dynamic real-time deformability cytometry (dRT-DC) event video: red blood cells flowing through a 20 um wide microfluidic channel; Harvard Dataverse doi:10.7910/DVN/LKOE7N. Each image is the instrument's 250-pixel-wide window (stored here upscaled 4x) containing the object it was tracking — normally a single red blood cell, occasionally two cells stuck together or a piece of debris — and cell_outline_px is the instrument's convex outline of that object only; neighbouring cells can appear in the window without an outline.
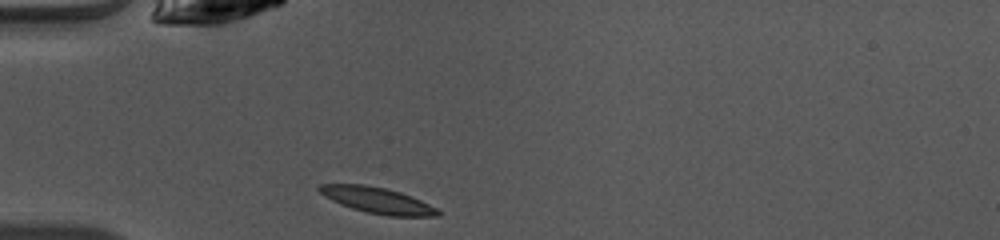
{"species": "common noctule bat (a hibernating species)", "species_latin": "Nyctalus noctula", "temperature_condition": "warm", "stored_images_in_passage": 36, "camera_frame_rate_fps": 3000, "um_per_image_px": 0.085, "animal": {"sex": "female", "body_mass_g": 10.0, "forearm_length_mm": 53.1}, "frame": {"image": 1, "passage_image": 1, "time_ms": 0.0, "image_size_px": [1000, 240], "cell_outline_px": [[440, 216], [388, 216], [368, 212], [352, 208], [332, 200], [324, 196], [316, 188], [320, 184], [364, 184], [384, 188], [400, 192], [420, 200], [436, 208], [440, 212]], "centroid_in_image_um": [32.06, 17.02], "position_along_channel_um": 52.9, "area_um2": 17.69}}
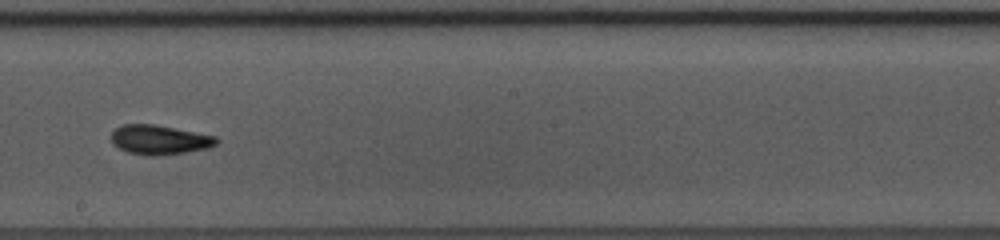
{"frame": {"image": 2, "passage_image": 15, "time_ms": 4.667, "image_size_px": [1000, 240], "cell_outline_px": [[220, 140], [216, 144], [208, 148], [184, 152], [156, 156], [152, 156], [128, 152], [112, 144], [112, 132], [120, 124], [156, 124], [216, 136]], "centroid_in_image_um": [13.56, 11.87], "position_along_channel_um": 234.6, "area_um2": 18.03}}
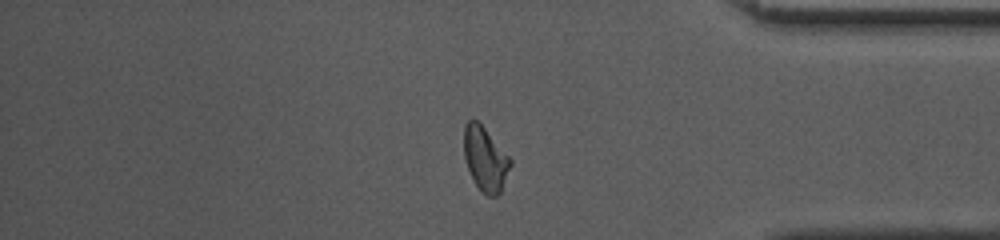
{"frame": {"image": 3, "passage_image": 28, "time_ms": 9.0, "image_size_px": [1000, 240], "cell_outline_px": [[512, 164], [500, 192], [496, 196], [488, 196], [480, 192], [468, 168], [464, 156], [464, 124], [472, 116], [484, 128], [512, 160]], "centroid_in_image_um": [41.23, 13.5], "position_along_channel_um": 394.0, "area_um2": 17.22}, "authors_computed_cell_mechanics": {"area_um2": 17.3111, "velocity_mm_per_s": 4.0921, "shape_relaxation_time_tau1_ms": 1.9796, "shape_relaxation_time_tau2_ms": 2.7083, "deformation_change_tau1": 0.1652, "deformation_change_tau2": 0.0909}}